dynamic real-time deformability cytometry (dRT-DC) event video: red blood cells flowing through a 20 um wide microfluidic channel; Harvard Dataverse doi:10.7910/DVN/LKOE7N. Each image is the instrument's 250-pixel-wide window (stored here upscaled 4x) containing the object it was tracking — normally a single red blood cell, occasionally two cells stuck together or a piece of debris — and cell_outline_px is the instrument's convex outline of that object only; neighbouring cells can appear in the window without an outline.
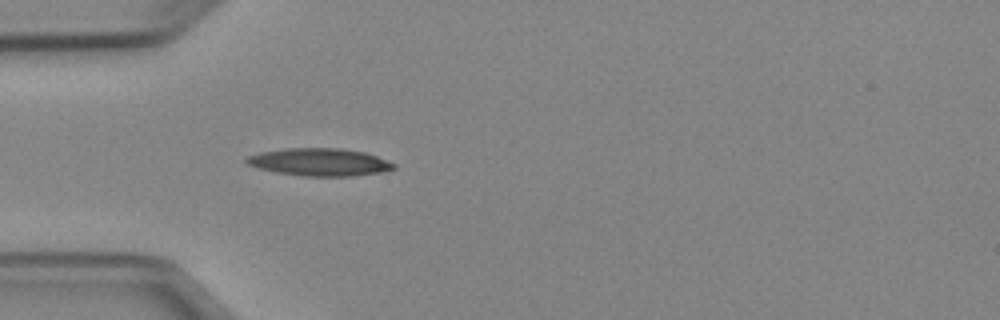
{"species": "Egyptian fruit bat (a non-hibernating species)", "species_latin": "Rousettus aegyptiacus", "temperature_condition": "cold", "stored_images_in_passage": 37, "camera_frame_rate_fps": 3000, "um_per_image_px": 0.085, "animal": {"sex": "female"}, "frame": {"image": 1, "passage_image": 1, "time_ms": 0.0, "image_size_px": [1000, 320], "cell_outline_px": [[396, 168], [380, 172], [352, 176], [304, 176], [276, 172], [260, 168], [248, 164], [244, 160], [248, 156], [260, 152], [284, 148], [340, 148], [364, 152], [376, 156], [396, 164]], "centroid_in_image_um": [27.16, 13.77], "position_along_channel_um": 57.8, "area_um2": 23.52}}
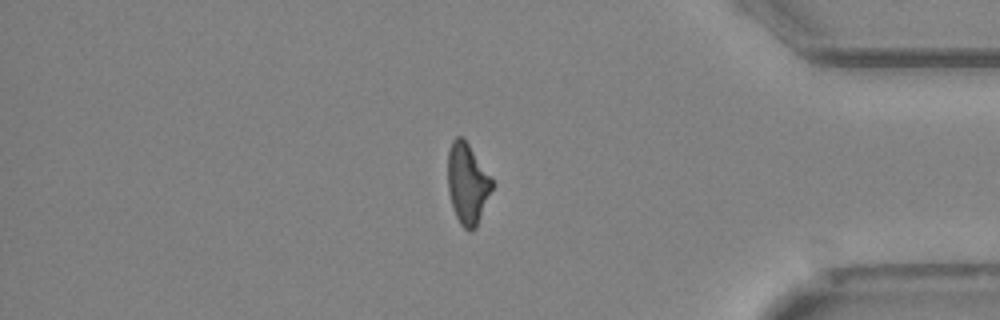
{"frame": {"image": 2, "passage_image": 29, "time_ms": 9.333, "image_size_px": [1000, 320], "cell_outline_px": [[492, 188], [476, 228], [472, 232], [468, 232], [460, 224], [456, 216], [452, 204], [448, 188], [448, 148], [452, 140], [456, 136], [460, 136], [468, 144], [492, 180]], "centroid_in_image_um": [39.7, 15.63], "position_along_channel_um": 395.5, "area_um2": 20.4}}
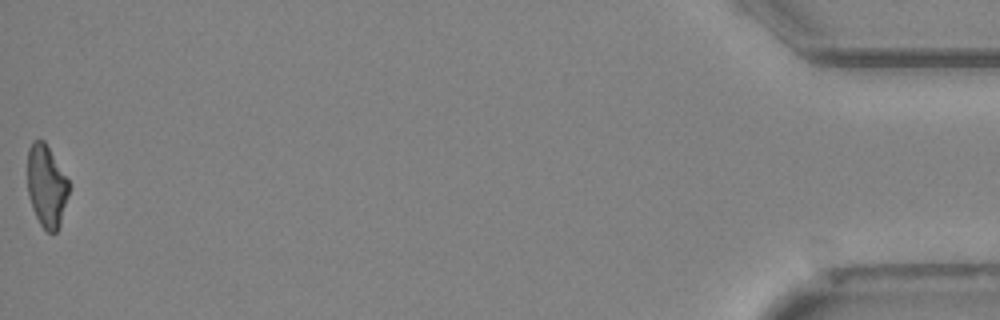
{"frame": {"image": 3, "passage_image": 37, "time_ms": 12.0, "image_size_px": [1000, 320], "cell_outline_px": [[68, 196], [60, 224], [56, 232], [48, 232], [40, 224], [32, 208], [28, 196], [28, 148], [32, 140], [44, 140], [68, 180]], "centroid_in_image_um": [3.93, 15.81], "position_along_channel_um": 431.3, "area_um2": 19.59}, "authors_computed_cell_mechanics": {"area_um2": 21.8484, "velocity_mm_per_s": 3.9534, "shape_relaxation_time_tau1_ms": null, "shape_relaxation_time_tau2_ms": 4.3432, "deformation_change_tau1": null, "deformation_change_tau2": 0.1592}}